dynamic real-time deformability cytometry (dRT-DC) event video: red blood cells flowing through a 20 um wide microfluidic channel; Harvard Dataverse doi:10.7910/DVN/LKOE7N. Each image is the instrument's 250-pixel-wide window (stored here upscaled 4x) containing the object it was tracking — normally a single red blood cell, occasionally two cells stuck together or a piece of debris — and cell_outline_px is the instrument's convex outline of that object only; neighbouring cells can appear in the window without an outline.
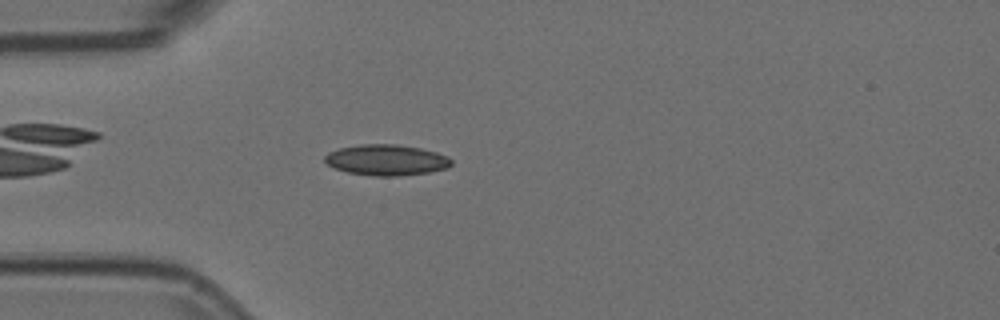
{"species": "Egyptian fruit bat (a non-hibernating species)", "species_latin": "Rousettus aegyptiacus", "temperature_condition": "room temperature", "stored_images_in_passage": 44, "camera_frame_rate_fps": 3000, "um_per_image_px": 0.085, "animal": {"sex": "female"}, "frame": {"image": 1, "passage_image": 5, "time_ms": 1.333, "image_size_px": [1000, 320], "cell_outline_px": [[452, 164], [448, 168], [428, 172], [396, 176], [376, 176], [348, 172], [336, 168], [328, 164], [324, 160], [324, 156], [328, 152], [340, 148], [360, 144], [396, 144], [420, 148], [436, 152], [448, 156], [452, 160]], "centroid_in_image_um": [32.86, 13.59], "position_along_channel_um": 52.1, "area_um2": 22.66}}
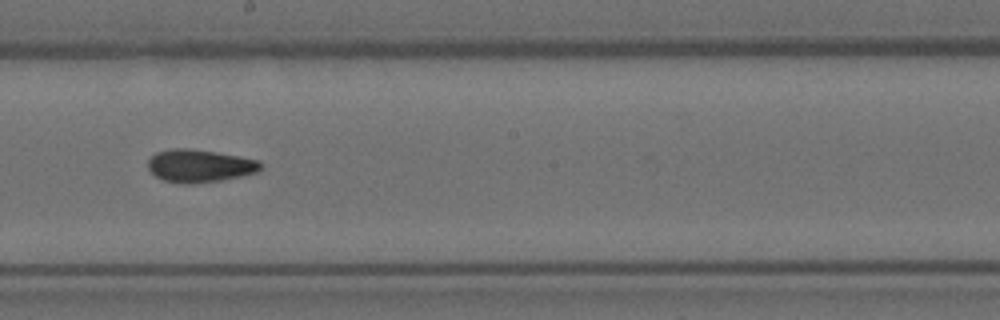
{"frame": {"image": 2, "passage_image": 20, "time_ms": 6.333, "image_size_px": [1000, 320], "cell_outline_px": [[260, 168], [256, 172], [240, 176], [220, 180], [192, 184], [180, 184], [164, 180], [156, 176], [148, 168], [148, 160], [156, 152], [172, 148], [188, 148], [216, 152], [240, 156], [260, 160]], "centroid_in_image_um": [16.94, 14.09], "position_along_channel_um": 231.3, "area_um2": 21.44}}
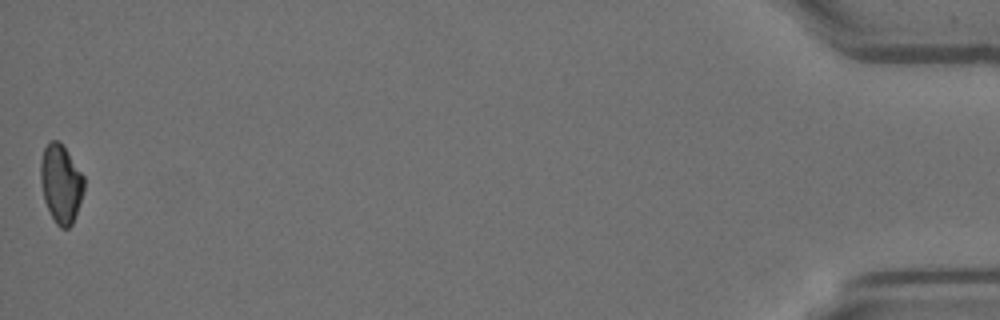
{"frame": {"image": 3, "passage_image": 44, "time_ms": 14.333, "image_size_px": [1000, 320], "cell_outline_px": [[84, 188], [72, 224], [68, 228], [60, 228], [56, 224], [44, 200], [40, 180], [40, 160], [44, 148], [48, 140], [56, 140], [64, 148], [84, 176]], "centroid_in_image_um": [5.15, 15.6], "position_along_channel_um": 430.1, "area_um2": 19.54}, "authors_computed_cell_mechanics": {"area_um2": 20.8369, "velocity_mm_per_s": 3.7269, "shape_relaxation_time_tau1_ms": null, "shape_relaxation_time_tau2_ms": 3.2933, "deformation_change_tau1": null, "deformation_change_tau2": 0.0751}}